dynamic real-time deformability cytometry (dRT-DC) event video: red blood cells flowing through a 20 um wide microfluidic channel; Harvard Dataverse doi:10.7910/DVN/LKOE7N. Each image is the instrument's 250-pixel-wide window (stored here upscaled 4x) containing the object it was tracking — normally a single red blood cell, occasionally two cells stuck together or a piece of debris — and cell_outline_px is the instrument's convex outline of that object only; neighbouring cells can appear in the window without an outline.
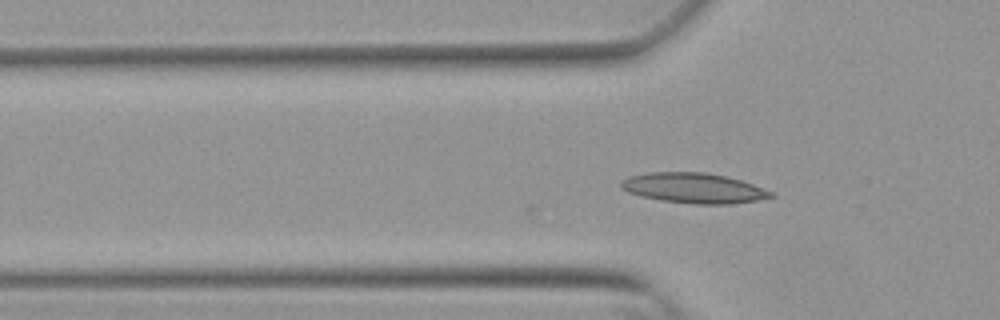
{"species": "Egyptian fruit bat (a non-hibernating species)", "species_latin": "Rousettus aegyptiacus", "temperature_condition": "warm", "stored_images_in_passage": 2, "camera_frame_rate_fps": 3000, "um_per_image_px": 0.085, "animal": {"sex": "female"}, "frame": {"image": 1, "passage_image": 2, "time_ms": 0.333, "image_size_px": [1000, 320], "cell_outline_px": [[776, 196], [756, 200], [732, 204], [692, 204], [660, 200], [640, 196], [628, 192], [620, 188], [620, 180], [628, 176], [648, 172], [704, 172], [724, 176], [740, 180], [752, 184], [772, 192]], "centroid_in_image_um": [58.91, 15.99], "position_along_channel_um": 66.9, "area_um2": 26.41}}